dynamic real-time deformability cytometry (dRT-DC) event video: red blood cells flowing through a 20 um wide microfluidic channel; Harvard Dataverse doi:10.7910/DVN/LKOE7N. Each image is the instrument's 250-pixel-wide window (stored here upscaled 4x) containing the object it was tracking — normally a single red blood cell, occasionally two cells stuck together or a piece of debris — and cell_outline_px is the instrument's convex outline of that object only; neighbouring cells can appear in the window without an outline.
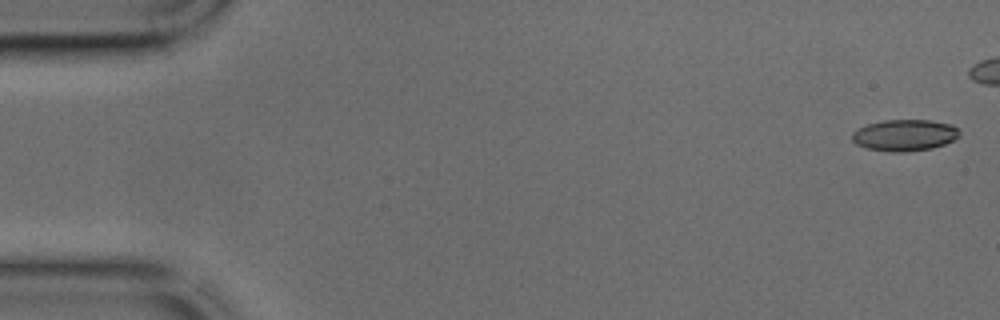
{"species": "common noctule bat (a hibernating species)", "species_latin": "Nyctalus noctula", "temperature_condition": "cold", "stored_images_in_passage": 36, "camera_frame_rate_fps": 3000, "um_per_image_px": 0.085, "animal": {"sex": "male", "body_mass_g": 17.9, "forearm_length_mm": 54.2}, "frame": {"image": 1, "passage_image": 1, "time_ms": 0.0, "image_size_px": [1000, 320], "cell_outline_px": [[960, 136], [944, 144], [932, 148], [904, 152], [892, 152], [868, 148], [856, 144], [852, 140], [852, 132], [856, 128], [868, 124], [884, 120], [928, 120], [952, 124], [960, 132]], "centroid_in_image_um": [76.88, 11.48], "position_along_channel_um": 8.1, "area_um2": 19.65}}
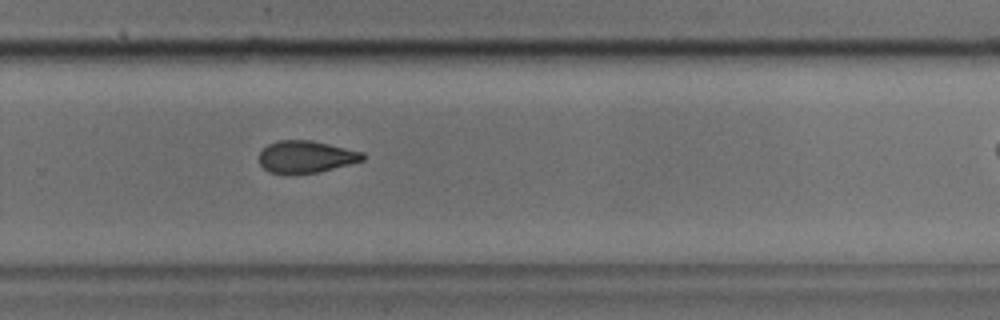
{"frame": {"image": 2, "passage_image": 29, "time_ms": 9.333, "image_size_px": [1000, 320], "cell_outline_px": [[364, 160], [316, 172], [288, 176], [268, 172], [260, 164], [260, 152], [268, 144], [276, 140], [312, 140], [364, 152]], "centroid_in_image_um": [25.96, 13.34], "position_along_channel_um": 303.8, "area_um2": 19.59}}
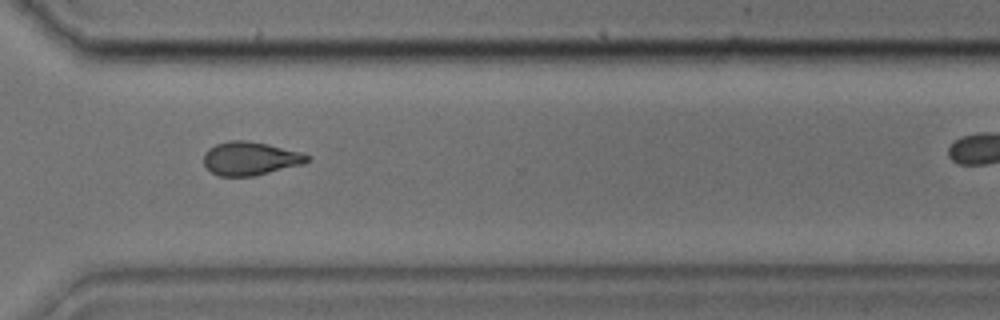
{"frame": {"image": 3, "passage_image": 32, "time_ms": 10.333, "image_size_px": [1000, 320], "cell_outline_px": [[308, 160], [304, 164], [252, 176], [220, 176], [212, 172], [204, 164], [204, 152], [208, 148], [216, 144], [232, 140], [248, 140], [268, 144], [300, 152], [308, 156]], "centroid_in_image_um": [21.24, 13.46], "position_along_channel_um": 349.4, "area_um2": 20.0}}